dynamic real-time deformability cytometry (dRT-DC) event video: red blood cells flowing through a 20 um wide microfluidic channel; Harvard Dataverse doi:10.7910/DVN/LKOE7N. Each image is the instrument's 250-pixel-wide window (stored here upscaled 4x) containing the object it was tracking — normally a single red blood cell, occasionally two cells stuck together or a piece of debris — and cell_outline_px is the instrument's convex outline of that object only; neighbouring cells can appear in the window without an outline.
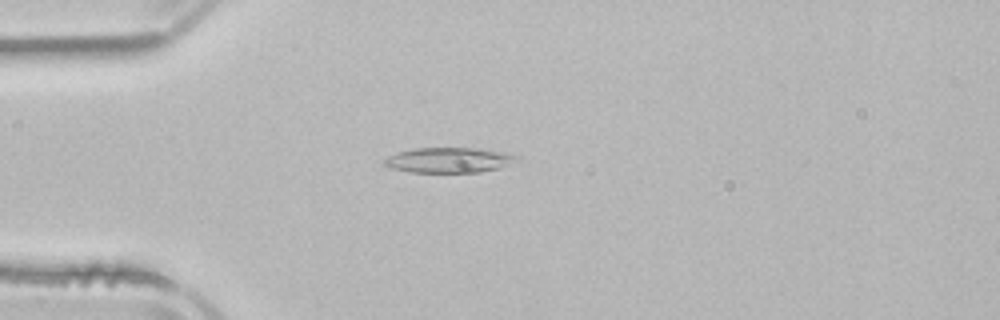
{"species": "common noctule bat (a hibernating species)", "species_latin": "Nyctalus noctula", "temperature_condition": "room temperature", "stored_images_in_passage": 1, "camera_frame_rate_fps": 3000, "um_per_image_px": 0.085, "animal": {"sex": "male", "body_mass_g": 21.5, "forearm_length_mm": 52.0}, "frame": {"image": 1, "passage_image": 1, "time_ms": 0.0, "image_size_px": [1000, 320], "cell_outline_px": [[520, 156], [496, 168], [480, 172], [408, 172], [392, 168], [384, 164], [384, 160], [388, 156], [400, 152], [416, 148], [476, 148], [504, 152]], "centroid_in_image_um": [38.09, 13.6], "position_along_channel_um": 46.9, "area_um2": 18.9}}